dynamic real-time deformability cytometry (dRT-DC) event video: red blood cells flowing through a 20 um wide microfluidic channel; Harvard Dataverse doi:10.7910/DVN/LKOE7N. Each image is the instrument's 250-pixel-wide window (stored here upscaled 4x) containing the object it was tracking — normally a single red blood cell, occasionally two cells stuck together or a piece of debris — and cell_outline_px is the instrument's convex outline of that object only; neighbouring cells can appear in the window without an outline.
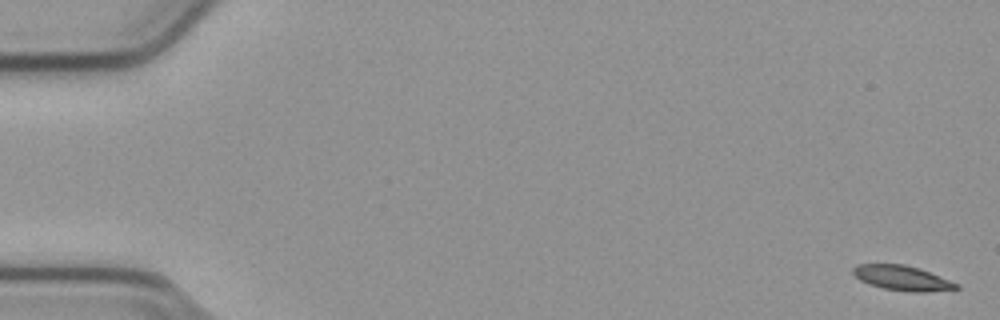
{"species": "common noctule bat (a hibernating species)", "species_latin": "Nyctalus noctula", "temperature_condition": "cold", "stored_images_in_passage": 3, "camera_frame_rate_fps": 3000, "um_per_image_px": 0.085, "animal": {"sex": "male", "body_mass_g": 23.1, "forearm_length_mm": 52.7}, "frame": {"image": 1, "passage_image": 1, "time_ms": 0.0, "image_size_px": [1000, 320], "cell_outline_px": [[960, 288], [924, 292], [912, 292], [884, 288], [860, 280], [852, 272], [852, 268], [856, 264], [904, 264], [920, 268], [960, 284]], "centroid_in_image_um": [76.71, 23.62], "position_along_channel_um": 8.3, "area_um2": 14.85}}